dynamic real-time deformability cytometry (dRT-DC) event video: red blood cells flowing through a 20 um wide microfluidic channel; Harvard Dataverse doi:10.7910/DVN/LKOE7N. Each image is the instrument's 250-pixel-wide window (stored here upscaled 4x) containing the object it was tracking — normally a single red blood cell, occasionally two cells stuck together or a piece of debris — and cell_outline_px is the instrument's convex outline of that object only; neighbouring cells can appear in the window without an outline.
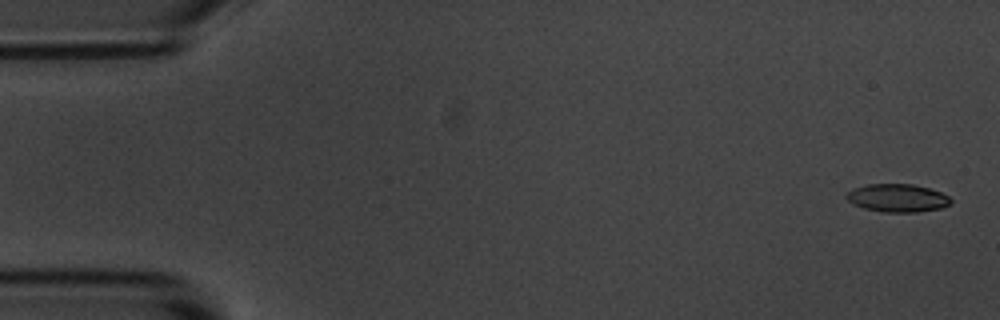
{"species": "common noctule bat (a hibernating species)", "species_latin": "Nyctalus noctula", "temperature_condition": "room temperature", "stored_images_in_passage": 5, "camera_frame_rate_fps": 3000, "um_per_image_px": 0.085, "animal": {"sex": "male", "body_mass_g": 20.1, "forearm_length_mm": 53.5}, "frame": {"image": 1, "passage_image": 1, "time_ms": 0.0, "image_size_px": [1000, 320], "cell_outline_px": [[952, 200], [948, 204], [940, 208], [916, 212], [884, 212], [864, 208], [852, 204], [844, 196], [852, 188], [868, 184], [912, 184], [928, 188], [940, 192], [948, 196]], "centroid_in_image_um": [76.24, 16.82], "position_along_channel_um": 8.8, "area_um2": 16.94}}
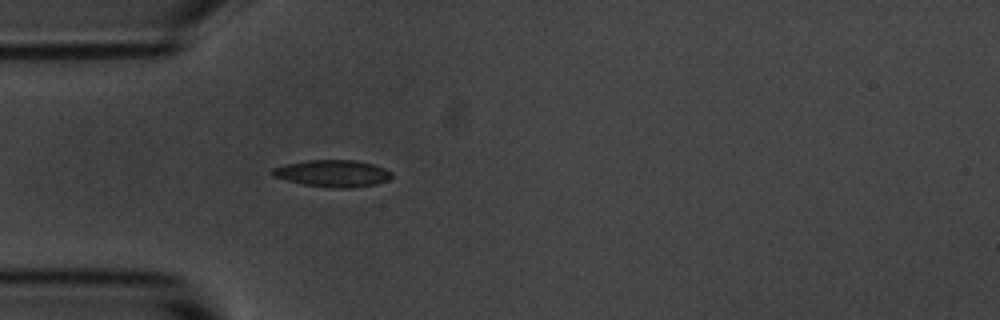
{"frame": {"image": 2, "passage_image": 5, "time_ms": 4.667, "image_size_px": [1000, 320], "cell_outline_px": [[392, 176], [388, 180], [376, 184], [352, 188], [332, 188], [304, 184], [272, 176], [268, 172], [272, 168], [284, 164], [304, 160], [356, 160], [372, 164], [384, 168], [392, 172]], "centroid_in_image_um": [28.25, 14.73], "position_along_channel_um": 56.7, "area_um2": 18.84}}